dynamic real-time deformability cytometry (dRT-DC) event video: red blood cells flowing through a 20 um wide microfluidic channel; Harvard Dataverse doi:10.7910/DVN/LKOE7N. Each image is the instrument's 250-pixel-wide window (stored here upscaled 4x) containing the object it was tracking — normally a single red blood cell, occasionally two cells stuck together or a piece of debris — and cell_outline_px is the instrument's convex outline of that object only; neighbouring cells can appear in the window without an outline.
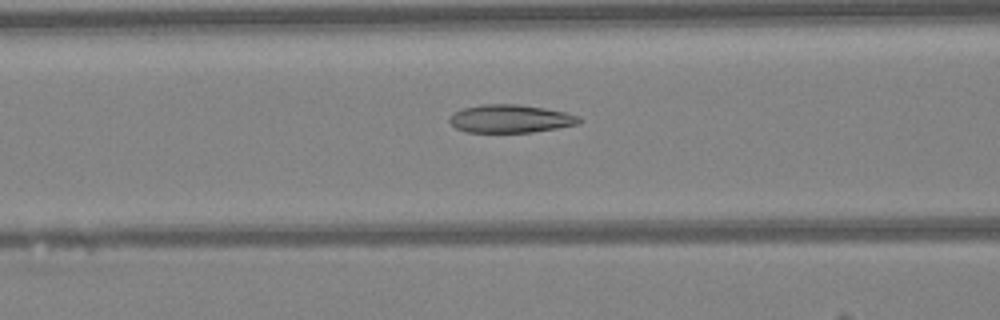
{"species": "Egyptian fruit bat (a non-hibernating species)", "species_latin": "Rousettus aegyptiacus", "temperature_condition": "warm", "stored_images_in_passage": 47, "camera_frame_rate_fps": 3000, "um_per_image_px": 0.085, "animal": {"sex": "female"}, "frame": {"image": 1, "passage_image": 19, "time_ms": 6.0, "image_size_px": [1000, 320], "cell_outline_px": [[580, 124], [532, 132], [468, 132], [456, 128], [448, 120], [452, 112], [464, 108], [480, 104], [516, 104], [544, 108], [564, 112], [580, 116]], "centroid_in_image_um": [43.37, 10.09], "position_along_channel_um": 123.2, "area_um2": 21.15}}
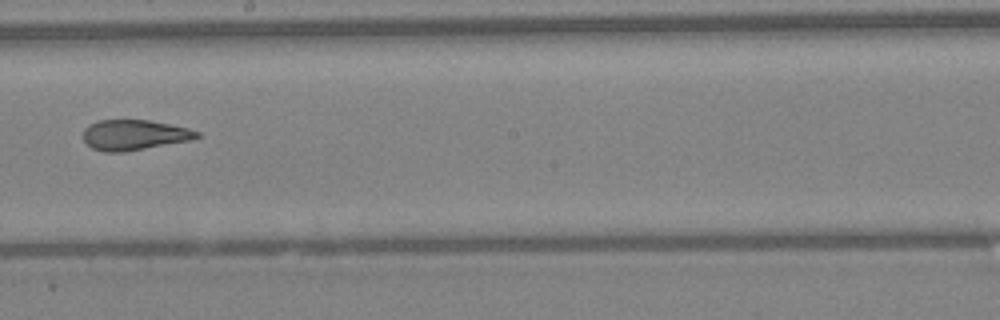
{"frame": {"image": 2, "passage_image": 27, "time_ms": 8.667, "image_size_px": [1000, 320], "cell_outline_px": [[200, 136], [192, 140], [124, 152], [104, 152], [92, 148], [84, 140], [84, 128], [88, 124], [96, 120], [148, 120], [188, 128], [200, 132]], "centroid_in_image_um": [11.4, 11.47], "position_along_channel_um": 236.8, "area_um2": 20.11}}
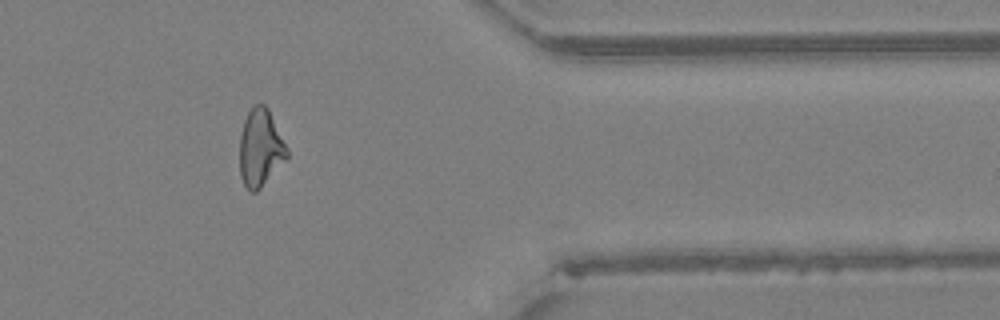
{"frame": {"image": 3, "passage_image": 39, "time_ms": 12.667, "image_size_px": [1000, 320], "cell_outline_px": [[288, 156], [260, 188], [256, 192], [252, 192], [244, 184], [240, 176], [240, 136], [244, 120], [248, 112], [256, 104], [264, 104], [268, 108], [288, 148]], "centroid_in_image_um": [22.13, 12.56], "position_along_channel_um": 389.3, "area_um2": 21.04}, "authors_computed_cell_mechanics": {"area_um2": 21.2704, "velocity_mm_per_s": 4.2887, "shape_relaxation_time_tau1_ms": 9.0753, "shape_relaxation_time_tau2_ms": 2.511, "deformation_change_tau1": 0.2214, "deformation_change_tau2": 0.1003}}